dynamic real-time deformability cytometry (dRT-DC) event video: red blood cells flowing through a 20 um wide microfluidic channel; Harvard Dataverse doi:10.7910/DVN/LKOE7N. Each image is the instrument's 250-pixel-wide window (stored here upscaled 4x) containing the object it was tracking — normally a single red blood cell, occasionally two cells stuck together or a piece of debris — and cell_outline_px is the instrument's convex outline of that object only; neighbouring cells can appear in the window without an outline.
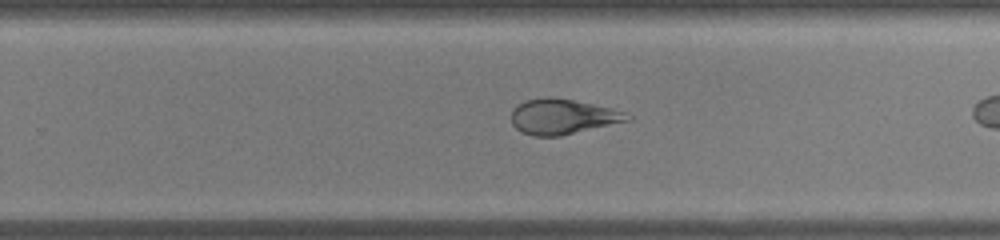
{"species": "common noctule bat (a hibernating species)", "species_latin": "Nyctalus noctula", "temperature_condition": "warm", "stored_images_in_passage": 19, "camera_frame_rate_fps": 3000, "um_per_image_px": 0.085, "animal": {"sex": "male", "body_mass_g": 19.0, "forearm_length_mm": 50.8}, "frame": {"image": 1, "passage_image": 14, "time_ms": 4.333, "image_size_px": [1000, 240], "cell_outline_px": [[632, 120], [560, 136], [536, 136], [524, 132], [516, 128], [512, 124], [512, 108], [516, 104], [524, 100], [544, 96], [552, 96], [592, 104], [624, 112], [632, 116]], "centroid_in_image_um": [47.79, 9.9], "position_along_channel_um": 282.0, "area_um2": 23.81}}